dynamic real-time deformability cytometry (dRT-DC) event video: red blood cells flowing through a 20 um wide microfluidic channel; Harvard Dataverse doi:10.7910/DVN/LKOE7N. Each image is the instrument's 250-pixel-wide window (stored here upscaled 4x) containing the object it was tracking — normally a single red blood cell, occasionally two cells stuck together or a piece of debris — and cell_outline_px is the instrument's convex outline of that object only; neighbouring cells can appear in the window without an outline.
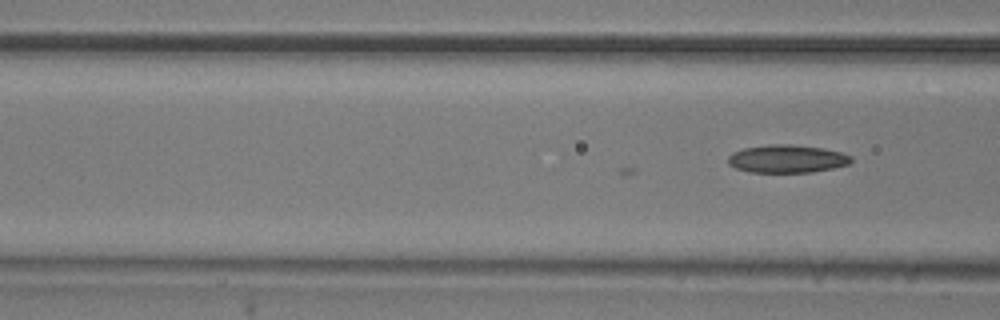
{"species": "common noctule bat (a hibernating species)", "species_latin": "Nyctalus noctula", "temperature_condition": "room temperature", "stored_images_in_passage": 12, "camera_frame_rate_fps": 3000, "um_per_image_px": 0.085, "animal": {"sex": "male", "body_mass_g": 20.5, "forearm_length_mm": 52.5}, "frame": {"image": 1, "passage_image": 12, "time_ms": 3.667, "image_size_px": [1000, 320], "cell_outline_px": [[852, 160], [848, 164], [832, 168], [812, 172], [752, 172], [736, 168], [728, 164], [728, 156], [732, 152], [744, 148], [768, 144], [792, 144], [824, 148], [840, 152], [852, 156]], "centroid_in_image_um": [66.88, 13.49], "position_along_channel_um": 99.7, "area_um2": 20.06}}